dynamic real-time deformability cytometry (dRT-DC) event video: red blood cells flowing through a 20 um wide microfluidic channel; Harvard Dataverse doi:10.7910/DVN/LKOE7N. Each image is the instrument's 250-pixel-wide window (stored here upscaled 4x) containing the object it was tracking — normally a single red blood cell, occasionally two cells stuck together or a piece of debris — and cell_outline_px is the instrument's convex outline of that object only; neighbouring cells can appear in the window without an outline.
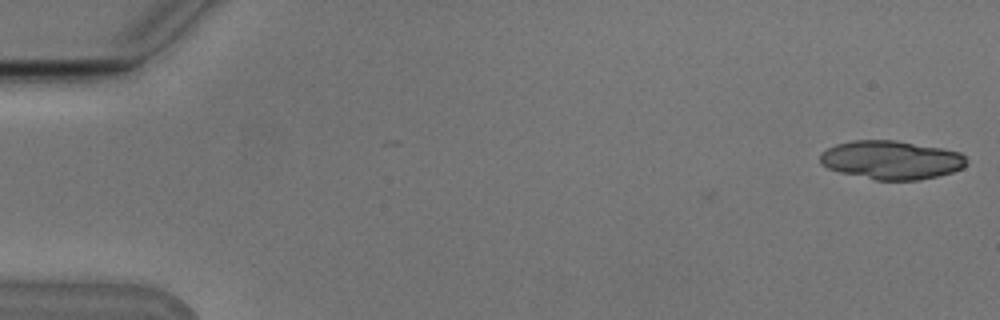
{"species": "Egyptian fruit bat (a non-hibernating species)", "species_latin": "Rousettus aegyptiacus", "temperature_condition": "cold", "stored_images_in_passage": 12, "camera_frame_rate_fps": 3000, "um_per_image_px": 0.085, "animal": {"sex": "male"}, "frame": {"image": 1, "passage_image": 1, "time_ms": 0.0, "image_size_px": [1000, 320], "cell_outline_px": [[968, 164], [964, 168], [952, 172], [920, 180], [876, 180], [840, 172], [828, 168], [820, 164], [820, 156], [828, 148], [836, 144], [852, 140], [896, 140], [940, 148], [960, 152], [968, 160]], "centroid_in_image_um": [75.78, 13.6], "position_along_channel_um": 9.2, "area_um2": 32.95}}